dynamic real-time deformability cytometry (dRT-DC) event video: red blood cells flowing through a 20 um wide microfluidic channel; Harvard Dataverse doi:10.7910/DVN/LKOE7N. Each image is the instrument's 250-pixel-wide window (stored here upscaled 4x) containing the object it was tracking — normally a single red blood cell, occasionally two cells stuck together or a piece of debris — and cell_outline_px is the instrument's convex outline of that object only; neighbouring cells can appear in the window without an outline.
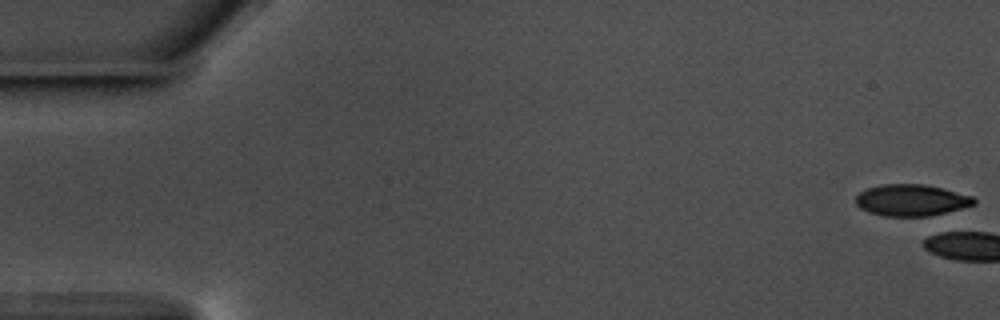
{"species": "common noctule bat (a hibernating species)", "species_latin": "Nyctalus noctula", "temperature_condition": "warm", "stored_images_in_passage": 3, "camera_frame_rate_fps": 3000, "um_per_image_px": 0.085, "animal": {"sex": "male", "body_mass_g": 17.5, "forearm_length_mm": 52.3}, "frame": {"image": 1, "passage_image": 1, "time_ms": 0.0, "image_size_px": [1000, 320], "cell_outline_px": [[976, 204], [928, 216], [884, 216], [868, 212], [860, 208], [856, 204], [856, 196], [860, 192], [868, 188], [880, 184], [924, 184], [972, 196], [976, 200]], "centroid_in_image_um": [77.42, 17.01], "position_along_channel_um": 7.6, "area_um2": 21.5}}